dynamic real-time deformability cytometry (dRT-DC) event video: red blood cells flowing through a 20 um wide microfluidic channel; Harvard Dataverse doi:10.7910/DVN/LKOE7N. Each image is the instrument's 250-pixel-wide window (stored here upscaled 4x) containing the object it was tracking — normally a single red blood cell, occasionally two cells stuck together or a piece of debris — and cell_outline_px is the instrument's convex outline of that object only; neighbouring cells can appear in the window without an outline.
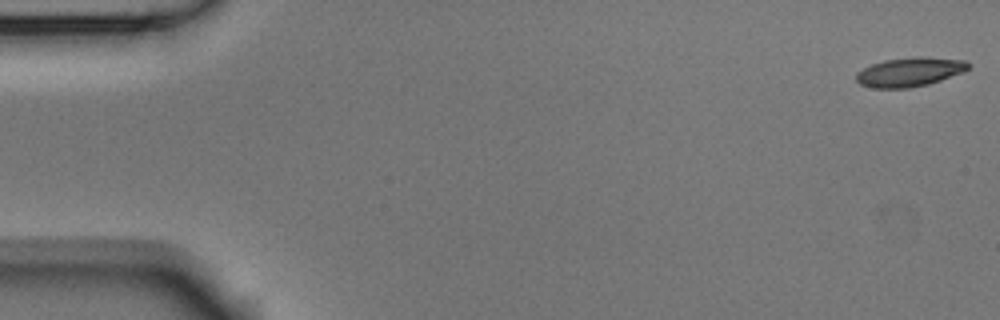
{"species": "Egyptian fruit bat (a non-hibernating species)", "species_latin": "Rousettus aegyptiacus", "temperature_condition": "room temperature", "stored_images_in_passage": 49, "camera_frame_rate_fps": 3000, "um_per_image_px": 0.085, "animal": {"sex": "male"}, "frame": {"image": 1, "passage_image": 1, "time_ms": 0.0, "image_size_px": [1000, 320], "cell_outline_px": [[972, 64], [964, 72], [928, 84], [908, 88], [872, 88], [860, 84], [856, 80], [856, 72], [872, 64], [884, 60], [916, 56], [924, 56], [964, 60]], "centroid_in_image_um": [77.33, 6.11], "position_along_channel_um": 7.7, "area_um2": 19.13}}
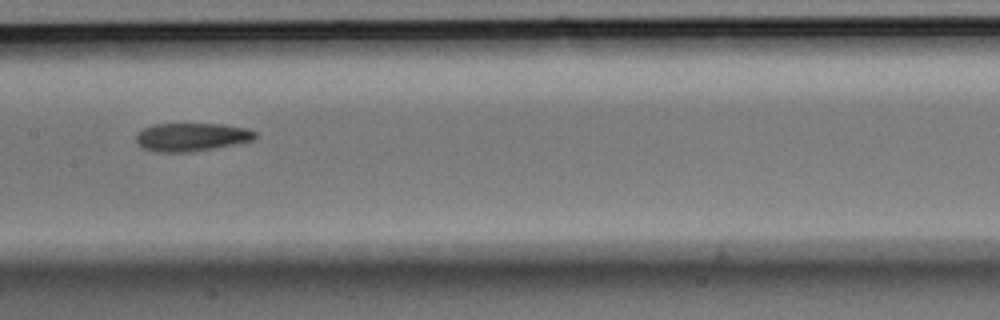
{"frame": {"image": 2, "passage_image": 27, "time_ms": 8.667, "image_size_px": [1000, 320], "cell_outline_px": [[256, 136], [252, 140], [192, 152], [156, 152], [140, 148], [136, 140], [136, 136], [144, 128], [152, 124], [220, 124], [244, 128], [256, 132]], "centroid_in_image_um": [16.21, 11.65], "position_along_channel_um": 191.2, "area_um2": 19.36}}
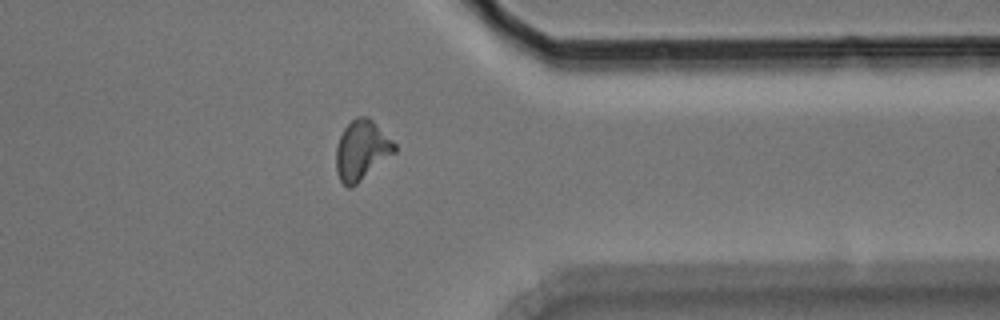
{"frame": {"image": 3, "passage_image": 43, "time_ms": 14.0, "image_size_px": [1000, 320], "cell_outline_px": [[396, 152], [352, 188], [348, 188], [340, 180], [336, 172], [336, 148], [340, 136], [344, 128], [356, 116], [368, 116], [396, 144]], "centroid_in_image_um": [30.74, 12.78], "position_along_channel_um": 380.7, "area_um2": 20.35}, "authors_computed_cell_mechanics": {"area_um2": 19.363, "velocity_mm_per_s": 3.7127, "shape_relaxation_time_tau1_ms": 10.6976, "shape_relaxation_time_tau2_ms": 6.4968, "deformation_change_tau1": 0.2643, "deformation_change_tau2": 0.1644}}